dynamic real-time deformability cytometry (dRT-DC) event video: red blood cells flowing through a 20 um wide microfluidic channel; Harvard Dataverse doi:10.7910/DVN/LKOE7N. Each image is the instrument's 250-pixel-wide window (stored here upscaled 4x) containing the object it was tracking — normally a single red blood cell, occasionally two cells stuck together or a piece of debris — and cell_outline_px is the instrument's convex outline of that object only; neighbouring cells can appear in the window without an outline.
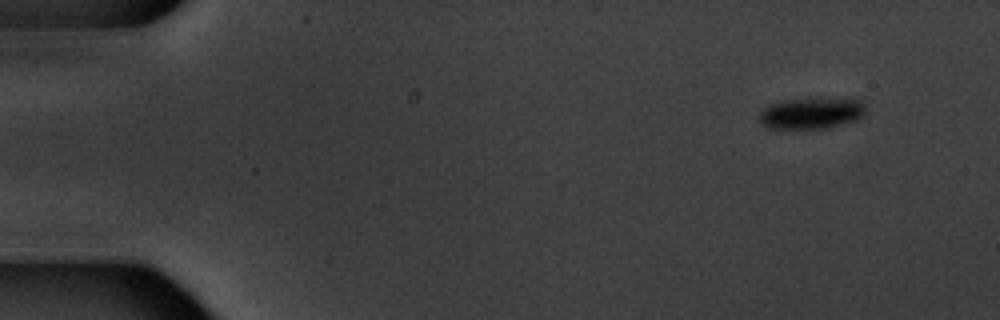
{"species": "common noctule bat (a hibernating species)", "species_latin": "Nyctalus noctula", "temperature_condition": "warm", "stored_images_in_passage": 6, "camera_frame_rate_fps": 3000, "um_per_image_px": 0.085, "animal": {"sex": "male", "body_mass_g": 20.1, "forearm_length_mm": 53.5}, "frame": {"image": 1, "passage_image": 1, "time_ms": 0.0, "image_size_px": [1000, 320], "cell_outline_px": [[864, 116], [856, 120], [844, 124], [828, 128], [768, 128], [760, 120], [760, 112], [764, 108], [772, 104], [788, 100], [820, 96], [852, 96], [860, 100], [864, 104]], "centroid_in_image_um": [69.1, 9.56], "position_along_channel_um": 15.9, "area_um2": 20.06}}
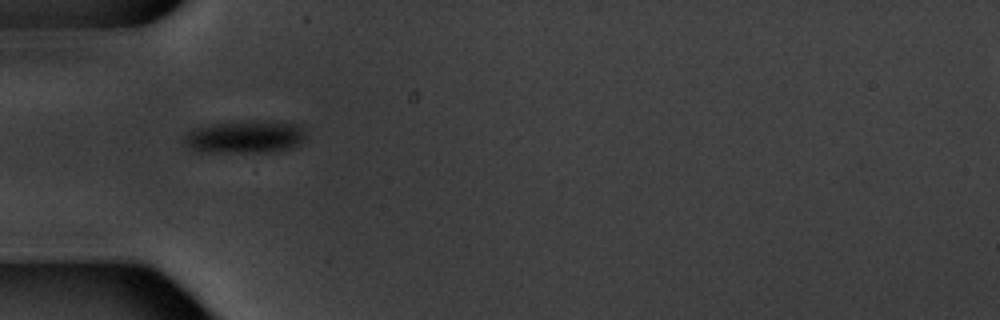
{"frame": {"image": 2, "passage_image": 5, "time_ms": 4.667, "image_size_px": [1000, 320], "cell_outline_px": [[304, 136], [300, 144], [292, 148], [276, 152], [196, 152], [184, 140], [184, 136], [192, 128], [212, 124], [252, 120], [264, 120], [300, 124], [304, 132]], "centroid_in_image_um": [20.86, 11.63], "position_along_channel_um": 64.1, "area_um2": 23.41}}